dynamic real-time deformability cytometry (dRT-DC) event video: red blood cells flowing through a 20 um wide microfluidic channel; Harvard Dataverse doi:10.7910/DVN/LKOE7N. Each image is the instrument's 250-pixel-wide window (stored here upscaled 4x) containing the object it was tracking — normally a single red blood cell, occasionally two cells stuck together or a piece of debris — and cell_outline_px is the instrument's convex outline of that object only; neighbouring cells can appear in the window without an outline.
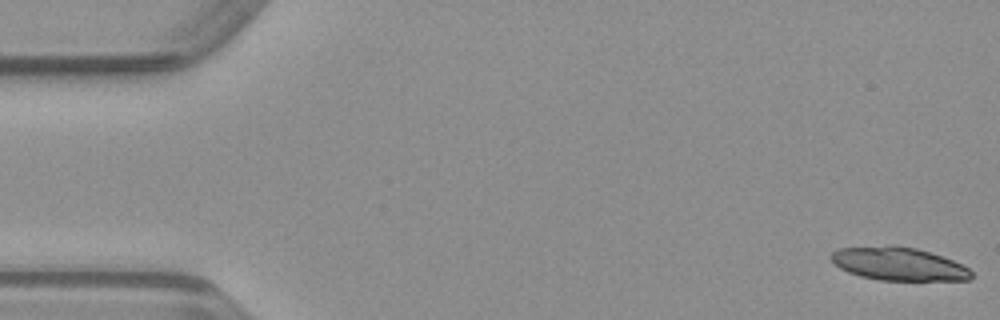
{"species": "common noctule bat (a hibernating species)", "species_latin": "Nyctalus noctula", "temperature_condition": "warm", "stored_images_in_passage": 49, "segment_of_instrument_passage": [1, 2], "camera_frame_rate_fps": 3000, "um_per_image_px": 0.085, "animal": {"sex": "male", "body_mass_g": 23.1, "forearm_length_mm": 52.7}, "frame": {"image": 1, "passage_image": 1, "time_ms": 0.0, "image_size_px": [1000, 320], "cell_outline_px": [[972, 276], [968, 280], [880, 280], [860, 276], [848, 272], [840, 268], [828, 256], [832, 252], [840, 248], [888, 244], [896, 244], [916, 248], [952, 260], [968, 268], [972, 272]], "centroid_in_image_um": [76.33, 22.41], "position_along_channel_um": 8.7, "area_um2": 27.17}}